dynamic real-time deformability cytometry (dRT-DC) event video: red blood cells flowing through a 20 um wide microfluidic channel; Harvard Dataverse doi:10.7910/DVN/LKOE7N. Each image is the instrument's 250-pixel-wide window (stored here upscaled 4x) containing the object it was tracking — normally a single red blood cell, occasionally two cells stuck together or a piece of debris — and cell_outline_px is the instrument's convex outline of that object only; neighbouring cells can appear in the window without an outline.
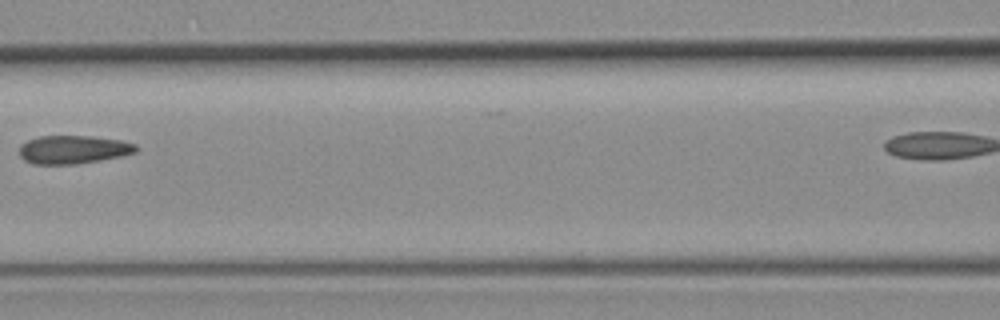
{"species": "common noctule bat (a hibernating species)", "species_latin": "Nyctalus noctula", "temperature_condition": "room temperature", "stored_images_in_passage": 7, "segment_of_instrument_passage": [1, 2], "camera_frame_rate_fps": 3000, "um_per_image_px": 0.085, "animal": {"sex": "female", "body_mass_g": 19.3, "forearm_length_mm": 54.1}, "frame": {"image": 1, "passage_image": 5, "time_ms": 4.667, "image_size_px": [1000, 320], "cell_outline_px": [[140, 148], [136, 152], [120, 156], [100, 160], [76, 164], [32, 164], [24, 160], [20, 156], [20, 144], [28, 140], [40, 136], [92, 136], [124, 140], [136, 144]], "centroid_in_image_um": [6.25, 12.71], "position_along_channel_um": 160.3, "area_um2": 19.42}}
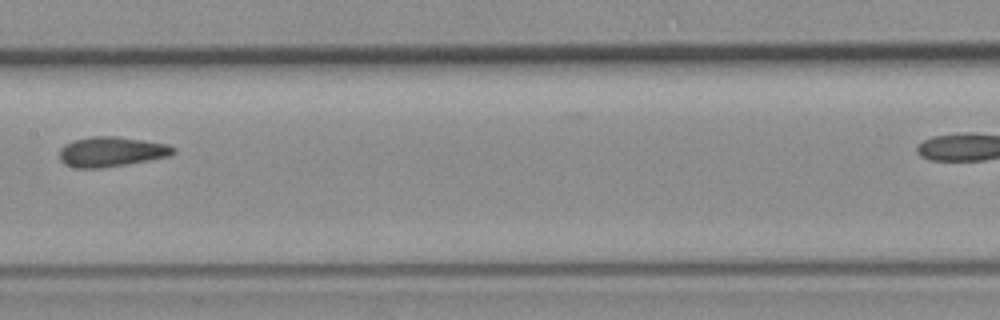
{"frame": {"image": 2, "passage_image": 6, "time_ms": 5.667, "image_size_px": [1000, 320], "cell_outline_px": [[176, 152], [168, 156], [148, 160], [100, 168], [76, 168], [64, 164], [60, 160], [60, 148], [64, 144], [72, 140], [92, 136], [116, 136], [168, 144], [176, 148]], "centroid_in_image_um": [9.43, 12.89], "position_along_channel_um": 198.0, "area_um2": 19.83}}